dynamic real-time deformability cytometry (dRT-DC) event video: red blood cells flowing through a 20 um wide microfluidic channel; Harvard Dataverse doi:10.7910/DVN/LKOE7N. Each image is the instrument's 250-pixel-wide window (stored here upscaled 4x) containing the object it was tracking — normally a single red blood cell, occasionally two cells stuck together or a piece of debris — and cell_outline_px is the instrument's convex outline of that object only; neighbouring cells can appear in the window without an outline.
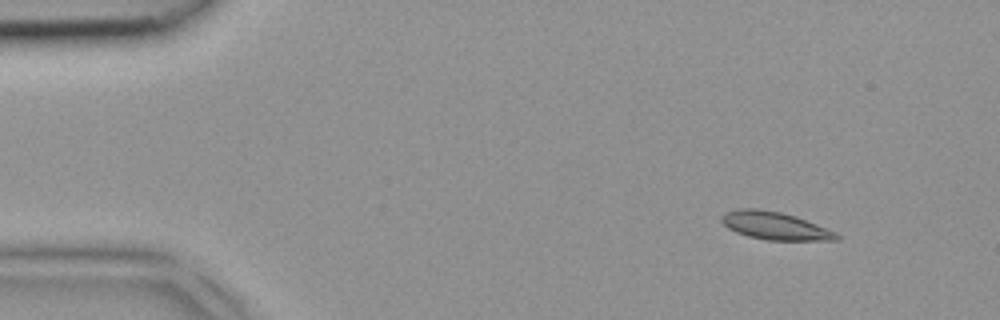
{"species": "common noctule bat (a hibernating species)", "species_latin": "Nyctalus noctula", "temperature_condition": "room temperature", "stored_images_in_passage": 3, "segment_of_instrument_passage": [2, 2], "camera_frame_rate_fps": 3000, "um_per_image_px": 0.085, "animal": {"sex": "female", "body_mass_g": 18.4}, "frame": {"image": 1, "passage_image": 3, "time_ms": 0.667, "image_size_px": [1000, 320], "cell_outline_px": [[840, 240], [768, 240], [748, 236], [736, 232], [728, 228], [720, 220], [720, 216], [724, 212], [740, 208], [756, 208], [780, 212], [796, 216], [836, 232], [840, 236]], "centroid_in_image_um": [65.84, 19.18], "position_along_channel_um": 19.2, "area_um2": 18.61}}